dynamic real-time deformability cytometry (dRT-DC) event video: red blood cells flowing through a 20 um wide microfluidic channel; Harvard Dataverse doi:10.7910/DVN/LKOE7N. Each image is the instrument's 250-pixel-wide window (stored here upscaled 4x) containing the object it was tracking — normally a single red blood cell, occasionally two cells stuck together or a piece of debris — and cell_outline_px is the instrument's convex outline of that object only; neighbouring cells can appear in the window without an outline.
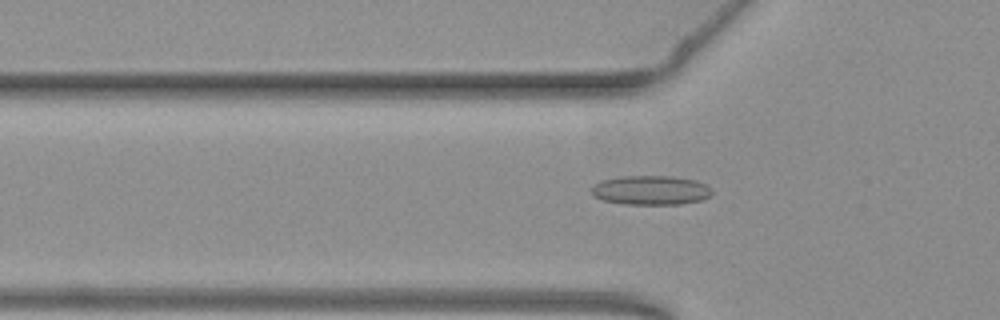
{"species": "common noctule bat (a hibernating species)", "species_latin": "Nyctalus noctula", "temperature_condition": "warm", "stored_images_in_passage": 54, "camera_frame_rate_fps": 3000, "um_per_image_px": 0.085, "animal": {"sex": "female", "body_mass_g": 19.3, "forearm_length_mm": 54.1}, "frame": {"image": 1, "passage_image": 18, "time_ms": 5.667, "image_size_px": [1000, 320], "cell_outline_px": [[712, 196], [700, 200], [680, 204], [624, 204], [604, 200], [592, 196], [592, 184], [600, 180], [620, 176], [672, 176], [696, 180], [712, 188]], "centroid_in_image_um": [55.3, 16.16], "position_along_channel_um": 70.5, "area_um2": 20.75}}
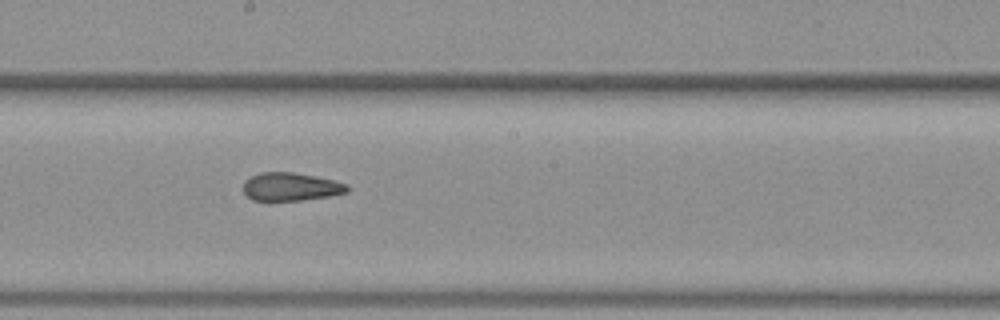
{"frame": {"image": 2, "passage_image": 30, "time_ms": 9.667, "image_size_px": [1000, 320], "cell_outline_px": [[348, 192], [328, 196], [300, 200], [252, 200], [244, 192], [244, 180], [260, 172], [292, 172], [316, 176], [348, 184]], "centroid_in_image_um": [24.71, 15.86], "position_along_channel_um": 223.5, "area_um2": 16.88}}
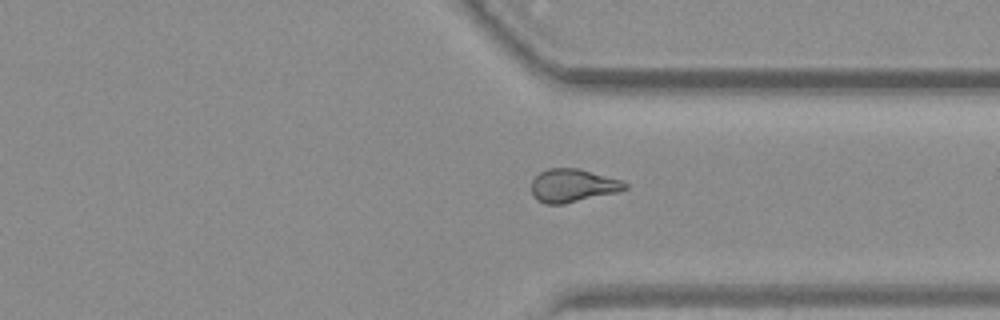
{"frame": {"image": 3, "passage_image": 41, "time_ms": 13.333, "image_size_px": [1000, 320], "cell_outline_px": [[628, 188], [616, 192], [564, 204], [544, 204], [536, 200], [532, 196], [532, 180], [540, 172], [548, 168], [580, 168], [620, 180], [628, 184]], "centroid_in_image_um": [48.65, 15.77], "position_along_channel_um": 362.7, "area_um2": 18.09}, "authors_computed_cell_mechanics": {"area_um2": 18.496, "velocity_mm_per_s": 3.7964, "shape_relaxation_time_tau1_ms": null, "shape_relaxation_time_tau2_ms": 2.7382, "deformation_change_tau1": null, "deformation_change_tau2": 0.0999}}